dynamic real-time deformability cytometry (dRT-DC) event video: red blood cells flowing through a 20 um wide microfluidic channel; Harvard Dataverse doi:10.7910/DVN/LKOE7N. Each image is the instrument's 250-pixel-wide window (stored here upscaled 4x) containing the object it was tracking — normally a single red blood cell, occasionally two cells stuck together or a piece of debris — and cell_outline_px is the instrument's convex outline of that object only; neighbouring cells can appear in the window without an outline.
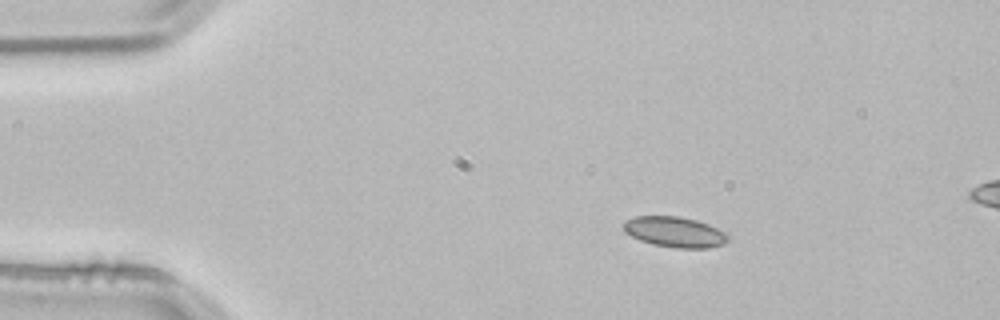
{"species": "common noctule bat (a hibernating species)", "species_latin": "Nyctalus noctula", "temperature_condition": "room temperature", "stored_images_in_passage": 54, "camera_frame_rate_fps": 3000, "um_per_image_px": 0.085, "animal": {"sex": "male", "body_mass_g": 21.5, "forearm_length_mm": 52.0}, "frame": {"image": 1, "passage_image": 9, "time_ms": 2.667, "image_size_px": [1000, 320], "cell_outline_px": [[728, 240], [724, 244], [708, 248], [676, 248], [652, 244], [640, 240], [624, 232], [620, 224], [624, 220], [636, 216], [676, 216], [696, 220], [708, 224], [724, 232], [728, 236]], "centroid_in_image_um": [57.3, 19.71], "position_along_channel_um": 27.7, "area_um2": 18.67}}
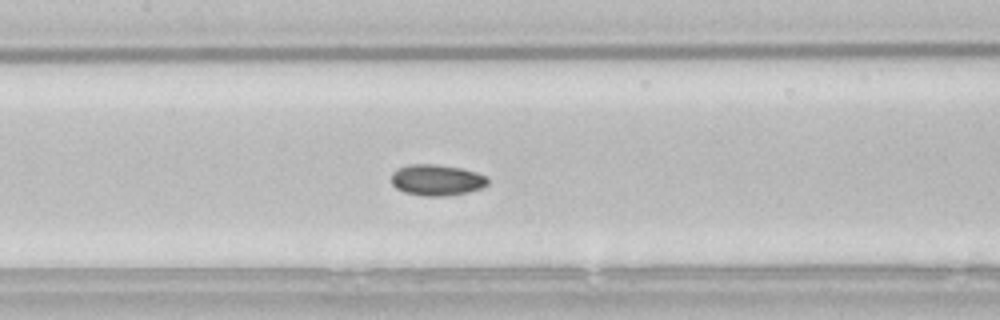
{"frame": {"image": 2, "passage_image": 25, "time_ms": 8.0, "image_size_px": [1000, 320], "cell_outline_px": [[488, 184], [480, 188], [468, 192], [444, 196], [424, 196], [404, 192], [396, 188], [392, 184], [392, 172], [396, 168], [408, 164], [436, 164], [460, 168], [476, 172], [488, 176]], "centroid_in_image_um": [37.11, 15.29], "position_along_channel_um": 170.3, "area_um2": 17.57}}
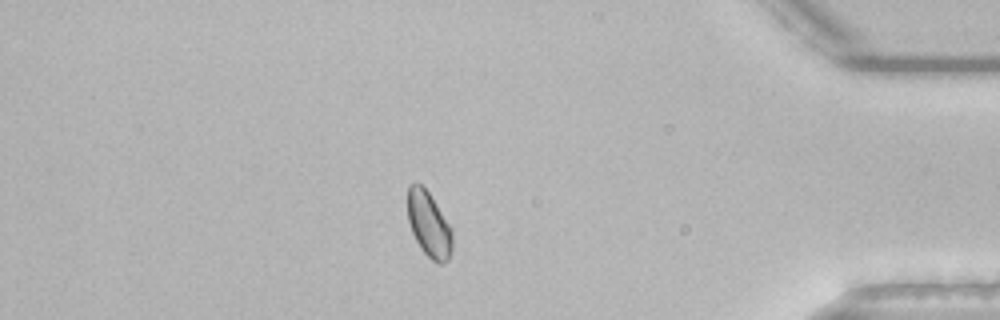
{"frame": {"image": 3, "passage_image": 46, "time_ms": 15.0, "image_size_px": [1000, 320], "cell_outline_px": [[452, 248], [448, 260], [444, 264], [440, 264], [432, 260], [420, 248], [412, 232], [408, 220], [408, 184], [424, 184], [452, 228]], "centroid_in_image_um": [36.47, 19.07], "position_along_channel_um": 398.7, "area_um2": 17.17}, "authors_computed_cell_mechanics": {"area_um2": 17.2822, "velocity_mm_per_s": 3.815, "shape_relaxation_time_tau1_ms": 3.7457, "shape_relaxation_time_tau2_ms": null, "deformation_change_tau1": 0.0568, "deformation_change_tau2": null}}